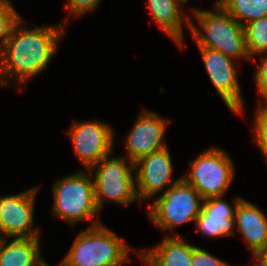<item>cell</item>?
I'll use <instances>...</instances> for the list:
<instances>
[{
    "mask_svg": "<svg viewBox=\"0 0 267 266\" xmlns=\"http://www.w3.org/2000/svg\"><path fill=\"white\" fill-rule=\"evenodd\" d=\"M261 55V56H259ZM263 55V56H262ZM261 59L257 64L256 72H254V79L260 95L259 102H267V52L258 54ZM260 99H263V101Z\"/></svg>",
    "mask_w": 267,
    "mask_h": 266,
    "instance_id": "obj_22",
    "label": "cell"
},
{
    "mask_svg": "<svg viewBox=\"0 0 267 266\" xmlns=\"http://www.w3.org/2000/svg\"><path fill=\"white\" fill-rule=\"evenodd\" d=\"M38 190L39 187H33L15 195L0 196L1 237H39L40 228L34 227V203Z\"/></svg>",
    "mask_w": 267,
    "mask_h": 266,
    "instance_id": "obj_10",
    "label": "cell"
},
{
    "mask_svg": "<svg viewBox=\"0 0 267 266\" xmlns=\"http://www.w3.org/2000/svg\"><path fill=\"white\" fill-rule=\"evenodd\" d=\"M4 86L0 76V87Z\"/></svg>",
    "mask_w": 267,
    "mask_h": 266,
    "instance_id": "obj_28",
    "label": "cell"
},
{
    "mask_svg": "<svg viewBox=\"0 0 267 266\" xmlns=\"http://www.w3.org/2000/svg\"><path fill=\"white\" fill-rule=\"evenodd\" d=\"M7 243L3 238L0 266H47L40 254V237H16Z\"/></svg>",
    "mask_w": 267,
    "mask_h": 266,
    "instance_id": "obj_17",
    "label": "cell"
},
{
    "mask_svg": "<svg viewBox=\"0 0 267 266\" xmlns=\"http://www.w3.org/2000/svg\"><path fill=\"white\" fill-rule=\"evenodd\" d=\"M255 111L253 139L267 161V102H259Z\"/></svg>",
    "mask_w": 267,
    "mask_h": 266,
    "instance_id": "obj_20",
    "label": "cell"
},
{
    "mask_svg": "<svg viewBox=\"0 0 267 266\" xmlns=\"http://www.w3.org/2000/svg\"><path fill=\"white\" fill-rule=\"evenodd\" d=\"M20 18L12 4H0V51L10 36L12 27Z\"/></svg>",
    "mask_w": 267,
    "mask_h": 266,
    "instance_id": "obj_21",
    "label": "cell"
},
{
    "mask_svg": "<svg viewBox=\"0 0 267 266\" xmlns=\"http://www.w3.org/2000/svg\"><path fill=\"white\" fill-rule=\"evenodd\" d=\"M168 122L162 116L143 109L125 138L127 160L135 163L141 157L167 147L163 137Z\"/></svg>",
    "mask_w": 267,
    "mask_h": 266,
    "instance_id": "obj_12",
    "label": "cell"
},
{
    "mask_svg": "<svg viewBox=\"0 0 267 266\" xmlns=\"http://www.w3.org/2000/svg\"><path fill=\"white\" fill-rule=\"evenodd\" d=\"M214 12L204 9H191L197 23L190 24V31L197 47H205L223 53L239 61L252 62L246 48L244 26L238 23L217 1Z\"/></svg>",
    "mask_w": 267,
    "mask_h": 266,
    "instance_id": "obj_2",
    "label": "cell"
},
{
    "mask_svg": "<svg viewBox=\"0 0 267 266\" xmlns=\"http://www.w3.org/2000/svg\"><path fill=\"white\" fill-rule=\"evenodd\" d=\"M256 259L251 266H267V245L261 249L255 256Z\"/></svg>",
    "mask_w": 267,
    "mask_h": 266,
    "instance_id": "obj_25",
    "label": "cell"
},
{
    "mask_svg": "<svg viewBox=\"0 0 267 266\" xmlns=\"http://www.w3.org/2000/svg\"><path fill=\"white\" fill-rule=\"evenodd\" d=\"M190 173L182 179L195 188L202 198L224 197L234 179L230 156L218 147H211L189 162Z\"/></svg>",
    "mask_w": 267,
    "mask_h": 266,
    "instance_id": "obj_7",
    "label": "cell"
},
{
    "mask_svg": "<svg viewBox=\"0 0 267 266\" xmlns=\"http://www.w3.org/2000/svg\"><path fill=\"white\" fill-rule=\"evenodd\" d=\"M150 16L159 25L166 35L170 37L180 48H183V25L186 22L190 29L191 19L181 6L186 4L184 0H148ZM185 21V22H184Z\"/></svg>",
    "mask_w": 267,
    "mask_h": 266,
    "instance_id": "obj_16",
    "label": "cell"
},
{
    "mask_svg": "<svg viewBox=\"0 0 267 266\" xmlns=\"http://www.w3.org/2000/svg\"><path fill=\"white\" fill-rule=\"evenodd\" d=\"M134 165L133 174L136 176V189L140 201L153 199L165 186L169 185V189L182 179L180 177L172 181L173 165L167 147L141 157Z\"/></svg>",
    "mask_w": 267,
    "mask_h": 266,
    "instance_id": "obj_11",
    "label": "cell"
},
{
    "mask_svg": "<svg viewBox=\"0 0 267 266\" xmlns=\"http://www.w3.org/2000/svg\"><path fill=\"white\" fill-rule=\"evenodd\" d=\"M241 25L267 16V0H217Z\"/></svg>",
    "mask_w": 267,
    "mask_h": 266,
    "instance_id": "obj_18",
    "label": "cell"
},
{
    "mask_svg": "<svg viewBox=\"0 0 267 266\" xmlns=\"http://www.w3.org/2000/svg\"><path fill=\"white\" fill-rule=\"evenodd\" d=\"M230 264L220 260L206 250L194 246L192 266H229Z\"/></svg>",
    "mask_w": 267,
    "mask_h": 266,
    "instance_id": "obj_23",
    "label": "cell"
},
{
    "mask_svg": "<svg viewBox=\"0 0 267 266\" xmlns=\"http://www.w3.org/2000/svg\"><path fill=\"white\" fill-rule=\"evenodd\" d=\"M223 197H211L203 200L202 210L195 219L197 232L206 237L218 238L232 236L235 227V209L241 197H235L233 207L222 199Z\"/></svg>",
    "mask_w": 267,
    "mask_h": 266,
    "instance_id": "obj_13",
    "label": "cell"
},
{
    "mask_svg": "<svg viewBox=\"0 0 267 266\" xmlns=\"http://www.w3.org/2000/svg\"><path fill=\"white\" fill-rule=\"evenodd\" d=\"M198 48L210 81L228 110L242 114L244 100L241 95L236 60L215 50Z\"/></svg>",
    "mask_w": 267,
    "mask_h": 266,
    "instance_id": "obj_9",
    "label": "cell"
},
{
    "mask_svg": "<svg viewBox=\"0 0 267 266\" xmlns=\"http://www.w3.org/2000/svg\"><path fill=\"white\" fill-rule=\"evenodd\" d=\"M10 0H0V4H11Z\"/></svg>",
    "mask_w": 267,
    "mask_h": 266,
    "instance_id": "obj_26",
    "label": "cell"
},
{
    "mask_svg": "<svg viewBox=\"0 0 267 266\" xmlns=\"http://www.w3.org/2000/svg\"><path fill=\"white\" fill-rule=\"evenodd\" d=\"M103 225L80 232L59 266H122L129 261L132 247Z\"/></svg>",
    "mask_w": 267,
    "mask_h": 266,
    "instance_id": "obj_3",
    "label": "cell"
},
{
    "mask_svg": "<svg viewBox=\"0 0 267 266\" xmlns=\"http://www.w3.org/2000/svg\"><path fill=\"white\" fill-rule=\"evenodd\" d=\"M2 243H3V237L0 236V249L2 247Z\"/></svg>",
    "mask_w": 267,
    "mask_h": 266,
    "instance_id": "obj_27",
    "label": "cell"
},
{
    "mask_svg": "<svg viewBox=\"0 0 267 266\" xmlns=\"http://www.w3.org/2000/svg\"><path fill=\"white\" fill-rule=\"evenodd\" d=\"M168 235L152 249L136 253L147 266H192L194 245L182 235Z\"/></svg>",
    "mask_w": 267,
    "mask_h": 266,
    "instance_id": "obj_15",
    "label": "cell"
},
{
    "mask_svg": "<svg viewBox=\"0 0 267 266\" xmlns=\"http://www.w3.org/2000/svg\"><path fill=\"white\" fill-rule=\"evenodd\" d=\"M100 1L101 0H68V4H66V6L67 8L69 7V15L78 17L95 10Z\"/></svg>",
    "mask_w": 267,
    "mask_h": 266,
    "instance_id": "obj_24",
    "label": "cell"
},
{
    "mask_svg": "<svg viewBox=\"0 0 267 266\" xmlns=\"http://www.w3.org/2000/svg\"><path fill=\"white\" fill-rule=\"evenodd\" d=\"M234 219L235 227L243 235L246 247L255 256L267 245V217L259 207L241 198Z\"/></svg>",
    "mask_w": 267,
    "mask_h": 266,
    "instance_id": "obj_14",
    "label": "cell"
},
{
    "mask_svg": "<svg viewBox=\"0 0 267 266\" xmlns=\"http://www.w3.org/2000/svg\"><path fill=\"white\" fill-rule=\"evenodd\" d=\"M111 154L101 159L88 173L93 176L96 202L99 209L108 200L118 205L126 206L138 199L136 189L135 165L125 157H111ZM130 163V164H129Z\"/></svg>",
    "mask_w": 267,
    "mask_h": 266,
    "instance_id": "obj_5",
    "label": "cell"
},
{
    "mask_svg": "<svg viewBox=\"0 0 267 266\" xmlns=\"http://www.w3.org/2000/svg\"><path fill=\"white\" fill-rule=\"evenodd\" d=\"M67 134L75 156L87 171L114 152L115 131L109 123L105 124L99 120L76 121L68 129Z\"/></svg>",
    "mask_w": 267,
    "mask_h": 266,
    "instance_id": "obj_8",
    "label": "cell"
},
{
    "mask_svg": "<svg viewBox=\"0 0 267 266\" xmlns=\"http://www.w3.org/2000/svg\"><path fill=\"white\" fill-rule=\"evenodd\" d=\"M203 200L195 188L181 179L150 204L147 214L155 226L168 231L194 222L201 213Z\"/></svg>",
    "mask_w": 267,
    "mask_h": 266,
    "instance_id": "obj_6",
    "label": "cell"
},
{
    "mask_svg": "<svg viewBox=\"0 0 267 266\" xmlns=\"http://www.w3.org/2000/svg\"><path fill=\"white\" fill-rule=\"evenodd\" d=\"M246 48L252 62L254 56L267 52V16L244 25Z\"/></svg>",
    "mask_w": 267,
    "mask_h": 266,
    "instance_id": "obj_19",
    "label": "cell"
},
{
    "mask_svg": "<svg viewBox=\"0 0 267 266\" xmlns=\"http://www.w3.org/2000/svg\"><path fill=\"white\" fill-rule=\"evenodd\" d=\"M53 207L55 217L73 226L79 221H93L90 227L100 224V220H92L100 211L98 208L94 181L82 170L73 175L58 179L52 186Z\"/></svg>",
    "mask_w": 267,
    "mask_h": 266,
    "instance_id": "obj_4",
    "label": "cell"
},
{
    "mask_svg": "<svg viewBox=\"0 0 267 266\" xmlns=\"http://www.w3.org/2000/svg\"><path fill=\"white\" fill-rule=\"evenodd\" d=\"M23 23L21 17L0 51V76L4 86L12 79L19 85L38 76L48 66L66 34L63 23L30 29L23 28Z\"/></svg>",
    "mask_w": 267,
    "mask_h": 266,
    "instance_id": "obj_1",
    "label": "cell"
}]
</instances>
